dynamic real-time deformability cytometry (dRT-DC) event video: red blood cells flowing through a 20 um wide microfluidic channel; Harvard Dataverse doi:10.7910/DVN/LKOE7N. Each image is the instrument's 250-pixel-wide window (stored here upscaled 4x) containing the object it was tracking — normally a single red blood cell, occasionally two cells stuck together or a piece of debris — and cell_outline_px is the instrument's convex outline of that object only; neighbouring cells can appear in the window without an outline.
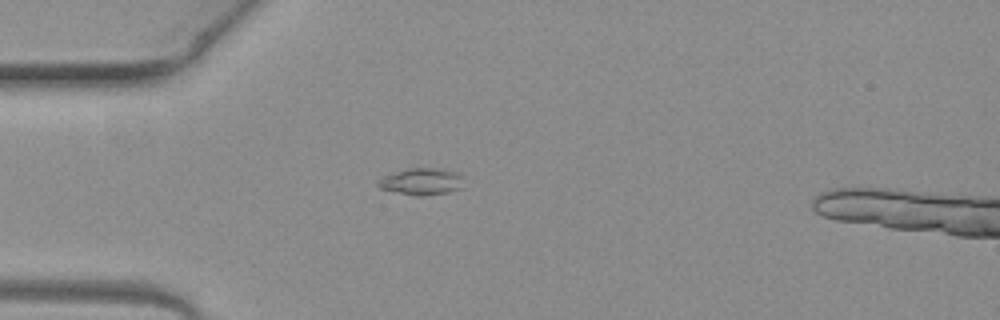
{"species": "common noctule bat (a hibernating species)", "species_latin": "Nyctalus noctula", "temperature_condition": "warm", "stored_images_in_passage": 2, "camera_frame_rate_fps": 3000, "um_per_image_px": 0.085, "animal": {"sex": "female", "body_mass_g": 19.3, "forearm_length_mm": 54.1}, "frame": {"image": 1, "passage_image": 1, "time_ms": 0.0, "image_size_px": [1000, 320], "cell_outline_px": [[464, 188], [448, 192], [420, 196], [416, 196], [380, 188], [376, 184], [376, 180], [392, 172], [408, 168], [440, 168], [456, 172], [460, 176]], "centroid_in_image_um": [35.81, 15.42], "position_along_channel_um": 49.2, "area_um2": 13.41}}